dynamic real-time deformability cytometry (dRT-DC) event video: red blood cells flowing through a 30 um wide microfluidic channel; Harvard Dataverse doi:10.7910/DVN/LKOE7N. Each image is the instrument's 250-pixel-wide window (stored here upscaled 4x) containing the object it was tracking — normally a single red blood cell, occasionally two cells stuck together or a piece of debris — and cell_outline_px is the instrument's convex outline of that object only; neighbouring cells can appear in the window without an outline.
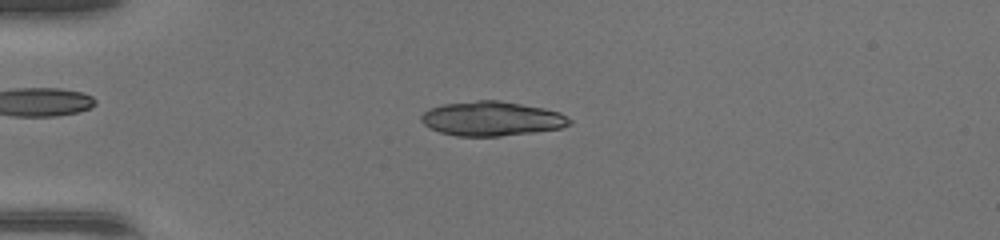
{"species": "common noctule bat (a hibernating species)", "species_latin": "Nyctalus noctula", "temperature_condition": "warm", "stored_images_in_passage": 48, "camera_frame_rate_fps": 3000, "um_per_image_px": 0.085, "animal": {"sex": "female", "body_mass_g": 17.0, "forearm_length_mm": 48.0}, "frame": {"image": 1, "passage_image": 13, "time_ms": 4.0, "image_size_px": [1000, 240], "cell_outline_px": [[572, 124], [560, 128], [532, 132], [500, 136], [456, 136], [440, 132], [424, 124], [420, 120], [420, 116], [424, 112], [432, 108], [444, 104], [476, 100], [500, 100], [544, 108], [560, 112], [572, 120]], "centroid_in_image_um": [41.82, 10.08], "position_along_channel_um": 43.2, "area_um2": 29.65}}